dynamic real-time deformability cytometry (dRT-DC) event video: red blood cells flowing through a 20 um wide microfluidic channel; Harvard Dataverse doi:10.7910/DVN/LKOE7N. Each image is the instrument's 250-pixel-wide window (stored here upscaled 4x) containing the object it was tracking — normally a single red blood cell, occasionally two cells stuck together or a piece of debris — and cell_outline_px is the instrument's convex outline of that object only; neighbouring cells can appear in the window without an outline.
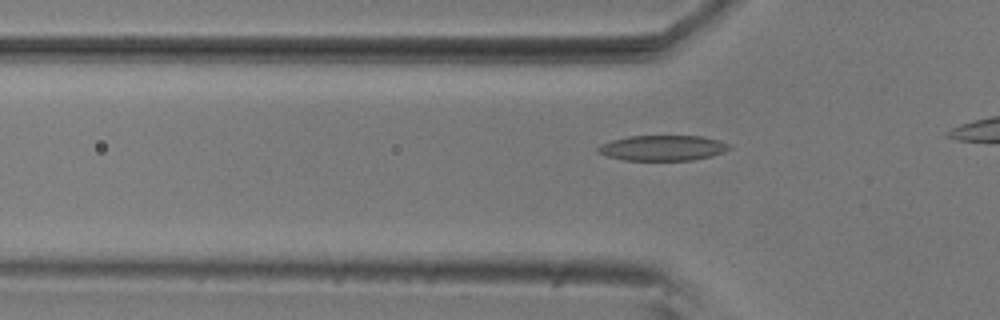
{"species": "common noctule bat (a hibernating species)", "species_latin": "Nyctalus noctula", "temperature_condition": "room temperature", "stored_images_in_passage": 18, "camera_frame_rate_fps": 3000, "um_per_image_px": 0.085, "animal": {"sex": "male", "body_mass_g": 20.5, "forearm_length_mm": 52.5}, "frame": {"image": 1, "passage_image": 8, "time_ms": 2.333, "image_size_px": [1000, 320], "cell_outline_px": [[732, 148], [724, 152], [712, 156], [692, 160], [624, 160], [608, 156], [596, 152], [596, 148], [600, 144], [612, 140], [628, 136], [700, 136], [720, 140], [732, 144]], "centroid_in_image_um": [56.35, 12.57], "position_along_channel_um": 69.4, "area_um2": 19.59}}
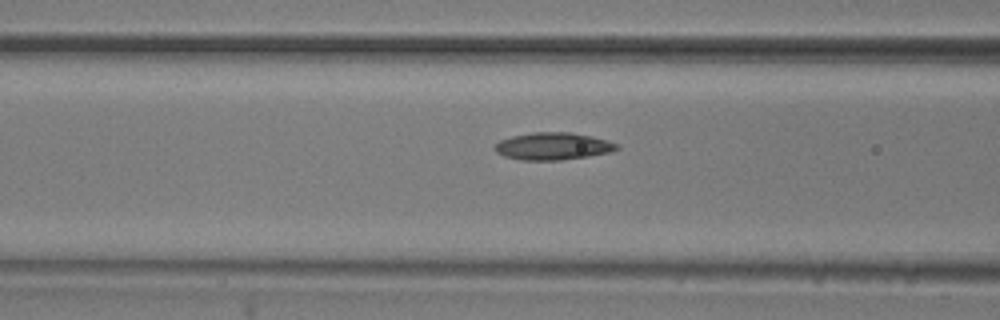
{"frame": {"image": 2, "passage_image": 12, "time_ms": 3.667, "image_size_px": [1000, 320], "cell_outline_px": [[620, 148], [608, 152], [588, 156], [560, 160], [520, 160], [504, 156], [496, 152], [492, 148], [500, 140], [512, 136], [532, 132], [572, 132], [592, 136], [608, 140], [620, 144]], "centroid_in_image_um": [47.0, 12.42], "position_along_channel_um": 119.6, "area_um2": 19.54}}
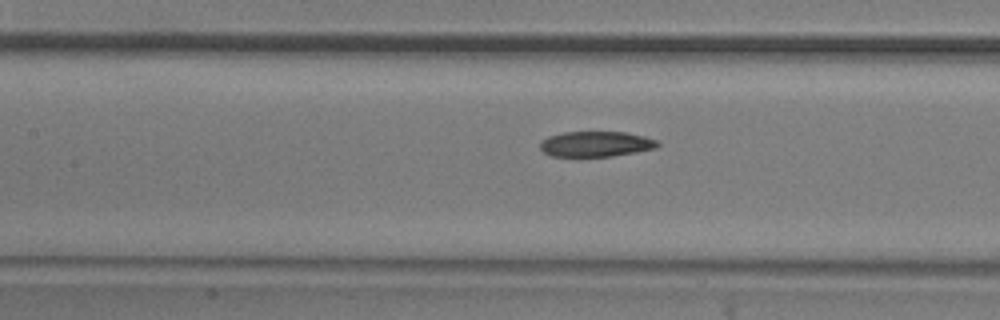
{"frame": {"image": 3, "passage_image": 15, "time_ms": 4.667, "image_size_px": [1000, 320], "cell_outline_px": [[660, 144], [656, 148], [636, 152], [612, 156], [552, 156], [544, 152], [540, 148], [540, 140], [548, 136], [564, 132], [624, 132], [644, 136], [656, 140]], "centroid_in_image_um": [50.63, 12.24], "position_along_channel_um": 156.8, "area_um2": 17.34}}